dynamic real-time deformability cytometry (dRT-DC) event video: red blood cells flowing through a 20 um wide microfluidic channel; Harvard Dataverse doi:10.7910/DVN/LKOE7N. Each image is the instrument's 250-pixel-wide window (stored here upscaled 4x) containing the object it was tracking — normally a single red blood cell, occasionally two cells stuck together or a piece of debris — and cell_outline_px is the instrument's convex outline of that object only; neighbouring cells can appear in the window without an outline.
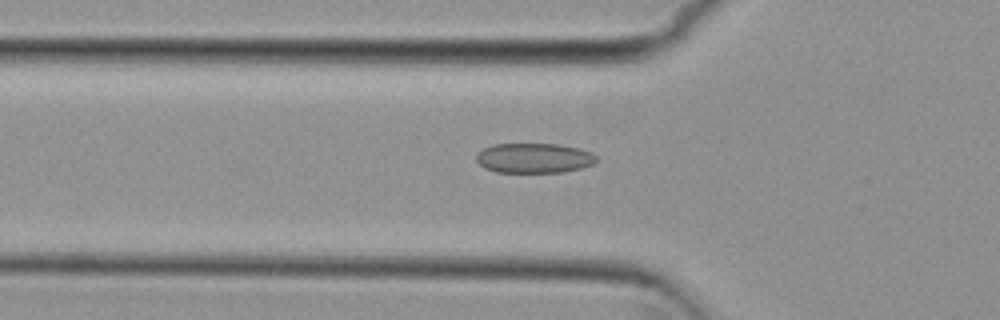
{"species": "common noctule bat (a hibernating species)", "species_latin": "Nyctalus noctula", "temperature_condition": "cold", "stored_images_in_passage": 53, "camera_frame_rate_fps": 3000, "um_per_image_px": 0.085, "animal": {"sex": "female", "body_mass_g": 29.2, "forearm_length_mm": 56.3}, "frame": {"image": 1, "passage_image": 17, "time_ms": 5.333, "image_size_px": [1000, 320], "cell_outline_px": [[596, 160], [592, 164], [580, 168], [564, 172], [496, 172], [484, 168], [476, 160], [476, 152], [492, 144], [556, 144], [580, 148], [592, 152], [596, 156]], "centroid_in_image_um": [45.37, 13.43], "position_along_channel_um": 80.4, "area_um2": 20.98}}
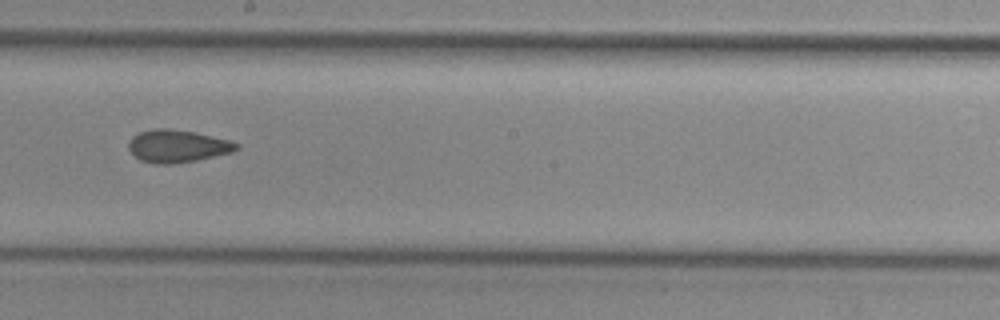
{"frame": {"image": 2, "passage_image": 29, "time_ms": 9.333, "image_size_px": [1000, 320], "cell_outline_px": [[240, 148], [232, 152], [196, 160], [172, 164], [156, 164], [140, 160], [128, 148], [128, 140], [132, 136], [140, 132], [152, 128], [168, 128], [192, 132], [228, 140], [240, 144]], "centroid_in_image_um": [15.05, 12.42], "position_along_channel_um": 233.1, "area_um2": 20.35}}
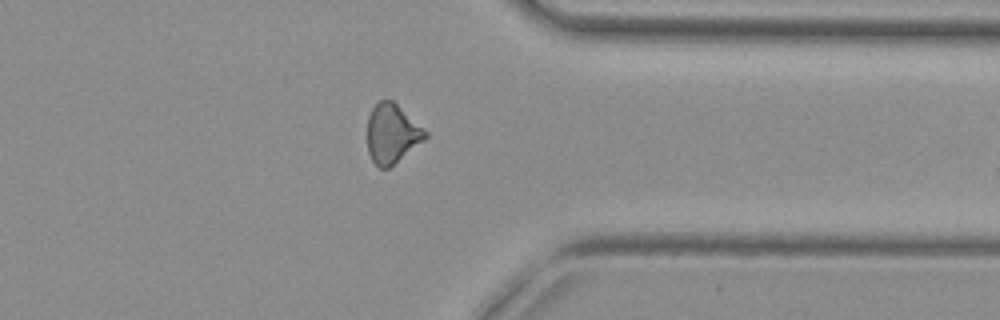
{"frame": {"image": 3, "passage_image": 41, "time_ms": 13.333, "image_size_px": [1000, 320], "cell_outline_px": [[428, 136], [424, 140], [388, 168], [380, 168], [372, 160], [368, 152], [368, 116], [372, 108], [380, 100], [392, 100], [428, 132]], "centroid_in_image_um": [33.31, 11.35], "position_along_channel_um": 378.1, "area_um2": 19.65}, "authors_computed_cell_mechanics": {"area_um2": 20.3456, "velocity_mm_per_s": 3.7999, "shape_relaxation_time_tau1_ms": null, "shape_relaxation_time_tau2_ms": 3.6132, "deformation_change_tau1": null, "deformation_change_tau2": 0.0962}}